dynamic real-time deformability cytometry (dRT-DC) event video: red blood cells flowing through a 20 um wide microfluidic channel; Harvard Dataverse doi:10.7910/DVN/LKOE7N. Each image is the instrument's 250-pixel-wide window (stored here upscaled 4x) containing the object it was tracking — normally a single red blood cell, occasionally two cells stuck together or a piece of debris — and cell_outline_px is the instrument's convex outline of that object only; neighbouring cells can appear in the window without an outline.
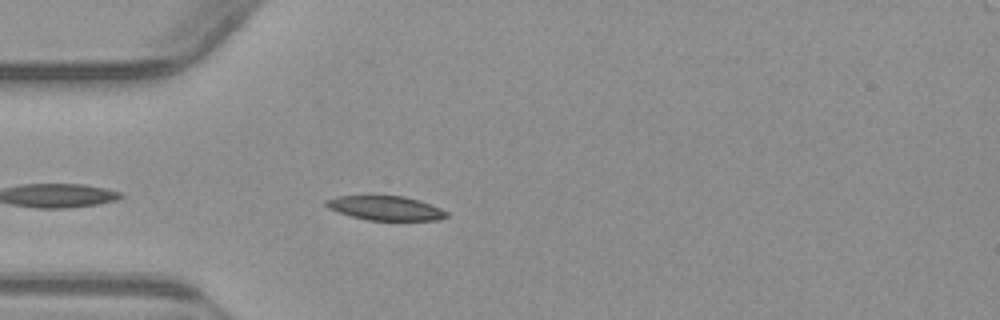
{"species": "common noctule bat (a hibernating species)", "species_latin": "Nyctalus noctula", "temperature_condition": "warm", "stored_images_in_passage": 28, "camera_frame_rate_fps": 3000, "um_per_image_px": 0.085, "animal": {"sex": "male", "body_mass_g": 23.1, "forearm_length_mm": 52.7}, "frame": {"image": 1, "passage_image": 3, "time_ms": 0.667, "image_size_px": [1000, 320], "cell_outline_px": [[448, 216], [436, 220], [368, 220], [352, 216], [328, 208], [324, 204], [324, 200], [336, 196], [404, 196], [440, 208], [448, 212]], "centroid_in_image_um": [32.73, 17.69], "position_along_channel_um": 52.3, "area_um2": 16.76}}
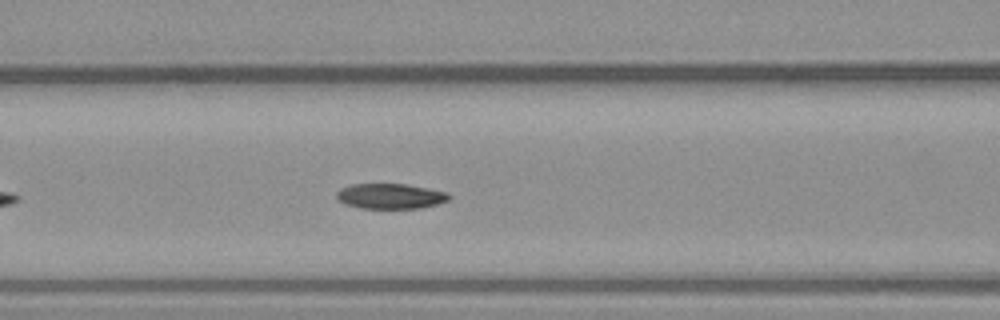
{"frame": {"image": 2, "passage_image": 10, "time_ms": 3.0, "image_size_px": [1000, 320], "cell_outline_px": [[452, 196], [448, 200], [440, 204], [420, 208], [360, 208], [344, 204], [336, 200], [336, 192], [340, 188], [352, 184], [408, 184], [448, 192]], "centroid_in_image_um": [33.18, 16.67], "position_along_channel_um": 133.4, "area_um2": 16.82}}
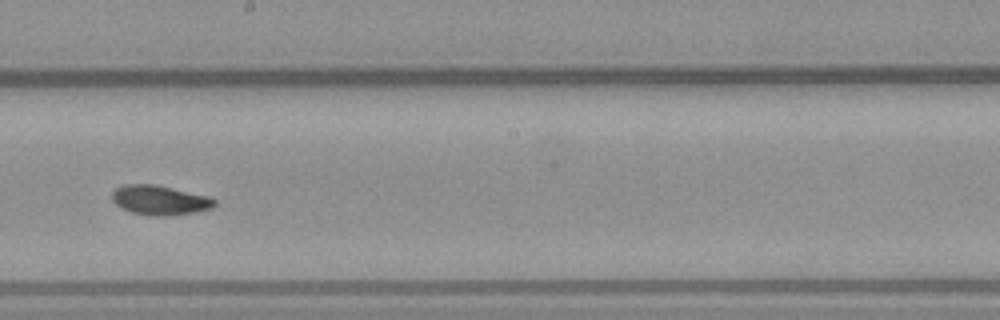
{"frame": {"image": 3, "passage_image": 18, "time_ms": 5.667, "image_size_px": [1000, 320], "cell_outline_px": [[216, 204], [212, 208], [196, 212], [168, 216], [152, 216], [132, 212], [120, 208], [112, 200], [112, 192], [116, 188], [124, 184], [152, 184], [172, 188], [208, 196], [216, 200]], "centroid_in_image_um": [13.57, 17.02], "position_along_channel_um": 234.6, "area_um2": 17.69}}